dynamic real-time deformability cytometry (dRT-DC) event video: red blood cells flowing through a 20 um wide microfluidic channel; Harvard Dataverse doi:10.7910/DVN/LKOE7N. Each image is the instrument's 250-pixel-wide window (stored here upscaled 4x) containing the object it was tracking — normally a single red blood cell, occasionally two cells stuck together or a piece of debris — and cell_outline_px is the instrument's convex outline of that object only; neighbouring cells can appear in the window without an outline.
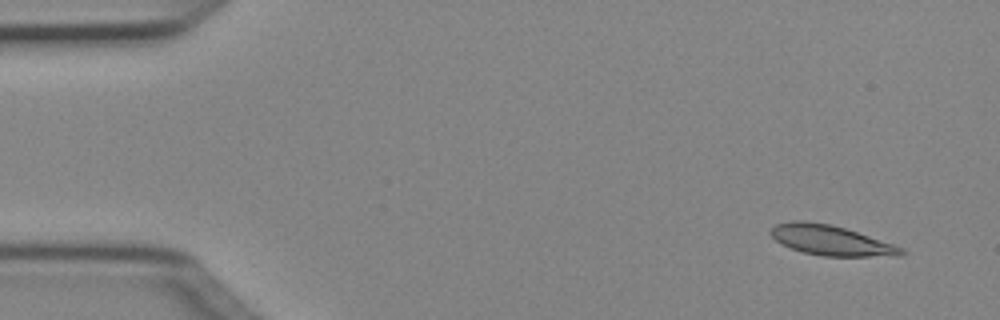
{"species": "Egyptian fruit bat (a non-hibernating species)", "species_latin": "Rousettus aegyptiacus", "temperature_condition": "cold", "stored_images_in_passage": 4, "segment_of_instrument_passage": [1, 2], "camera_frame_rate_fps": 3000, "um_per_image_px": 0.085, "animal": {"sex": "female"}, "frame": {"image": 1, "passage_image": 1, "time_ms": 0.0, "image_size_px": [1000, 320], "cell_outline_px": [[908, 252], [900, 256], [824, 256], [804, 252], [780, 244], [768, 232], [768, 228], [776, 224], [792, 220], [804, 220], [832, 224], [904, 248]], "centroid_in_image_um": [70.59, 20.42], "position_along_channel_um": 14.4, "area_um2": 22.89}}